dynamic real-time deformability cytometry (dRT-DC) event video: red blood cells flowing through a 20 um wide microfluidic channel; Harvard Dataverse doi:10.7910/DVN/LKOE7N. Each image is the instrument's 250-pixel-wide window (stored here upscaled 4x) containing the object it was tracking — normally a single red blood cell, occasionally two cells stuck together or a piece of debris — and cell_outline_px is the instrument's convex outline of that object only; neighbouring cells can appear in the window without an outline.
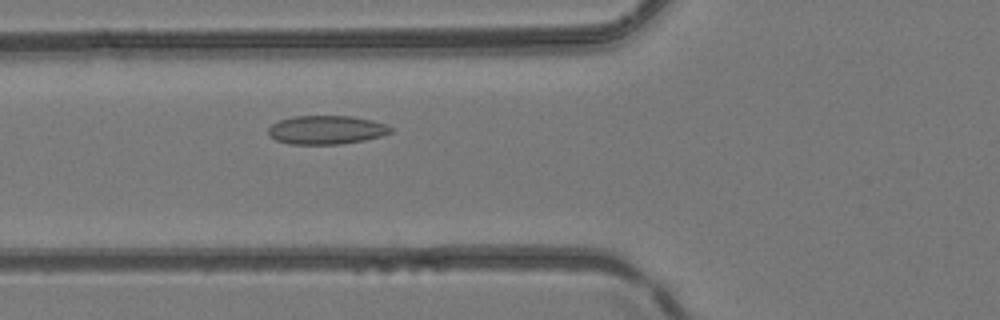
{"species": "common noctule bat (a hibernating species)", "species_latin": "Nyctalus noctula", "temperature_condition": "room temperature", "stored_images_in_passage": 32, "camera_frame_rate_fps": 3000, "um_per_image_px": 0.085, "animal": {"sex": "female", "body_mass_g": 24.6, "forearm_length_mm": 56.2}, "frame": {"image": 1, "passage_image": 4, "time_ms": 1.0, "image_size_px": [1000, 320], "cell_outline_px": [[392, 132], [380, 136], [364, 140], [340, 144], [288, 144], [276, 140], [268, 136], [268, 128], [272, 124], [280, 120], [292, 116], [352, 116], [372, 120], [384, 124], [392, 128]], "centroid_in_image_um": [27.7, 11.04], "position_along_channel_um": 98.1, "area_um2": 20.46}}
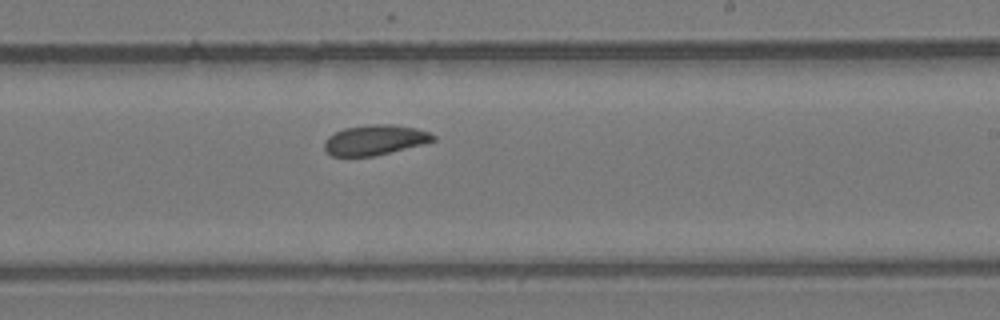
{"frame": {"image": 2, "passage_image": 15, "time_ms": 4.667, "image_size_px": [1000, 320], "cell_outline_px": [[436, 140], [376, 156], [332, 156], [324, 148], [324, 140], [328, 136], [344, 128], [372, 124], [392, 124], [416, 128], [428, 132], [436, 136]], "centroid_in_image_um": [31.85, 11.89], "position_along_channel_um": 257.1, "area_um2": 19.02}}
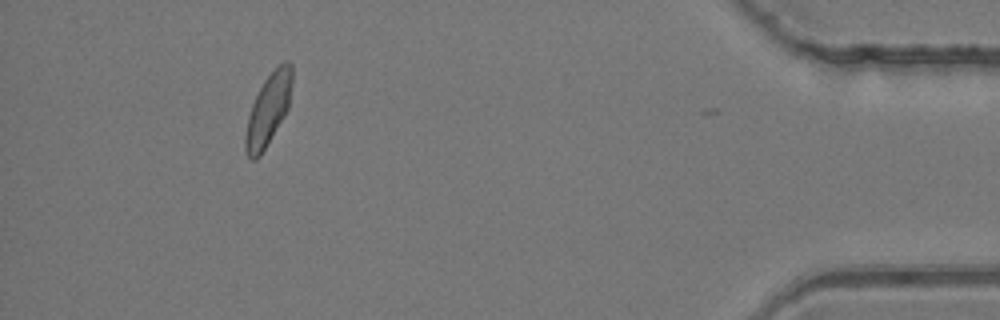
{"frame": {"image": 3, "passage_image": 30, "time_ms": 9.667, "image_size_px": [1000, 320], "cell_outline_px": [[292, 84], [288, 108], [284, 116], [260, 156], [256, 160], [248, 160], [244, 148], [244, 136], [248, 116], [252, 104], [264, 80], [284, 60], [288, 60], [292, 64]], "centroid_in_image_um": [22.78, 9.35], "position_along_channel_um": 412.4, "area_um2": 19.42}}